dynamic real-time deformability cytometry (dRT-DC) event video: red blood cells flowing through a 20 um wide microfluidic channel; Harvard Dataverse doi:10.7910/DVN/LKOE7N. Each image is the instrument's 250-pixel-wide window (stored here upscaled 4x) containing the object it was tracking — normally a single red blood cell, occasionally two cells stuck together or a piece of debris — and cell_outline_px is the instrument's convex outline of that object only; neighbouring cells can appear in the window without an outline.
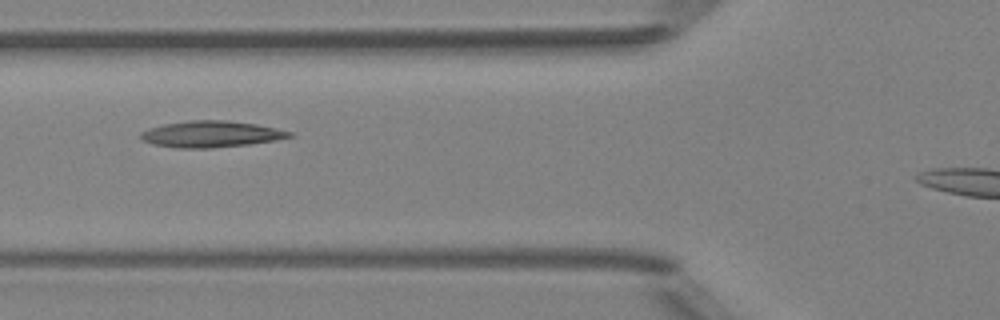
{"species": "Egyptian fruit bat (a non-hibernating species)", "species_latin": "Rousettus aegyptiacus", "temperature_condition": "room temperature", "stored_images_in_passage": 9, "segment_of_instrument_passage": [1, 2], "camera_frame_rate_fps": 3000, "um_per_image_px": 0.085, "animal": {"sex": "female"}, "frame": {"image": 1, "passage_image": 7, "time_ms": 7.0, "image_size_px": [1000, 320], "cell_outline_px": [[292, 136], [276, 140], [248, 144], [212, 148], [180, 148], [152, 144], [144, 140], [140, 136], [140, 132], [148, 128], [164, 124], [188, 120], [228, 120], [256, 124], [276, 128], [292, 132]], "centroid_in_image_um": [17.92, 11.39], "position_along_channel_um": 107.9, "area_um2": 22.77}}
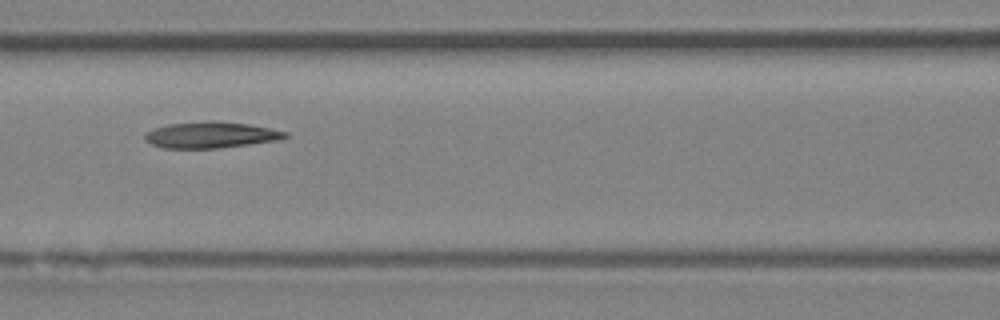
{"frame": {"image": 2, "passage_image": 8, "time_ms": 8.0, "image_size_px": [1000, 320], "cell_outline_px": [[288, 136], [284, 140], [216, 148], [164, 148], [152, 144], [144, 140], [144, 136], [148, 132], [156, 128], [168, 124], [208, 120], [216, 120], [248, 124], [288, 132]], "centroid_in_image_um": [17.97, 11.46], "position_along_channel_um": 148.6, "area_um2": 21.5}}